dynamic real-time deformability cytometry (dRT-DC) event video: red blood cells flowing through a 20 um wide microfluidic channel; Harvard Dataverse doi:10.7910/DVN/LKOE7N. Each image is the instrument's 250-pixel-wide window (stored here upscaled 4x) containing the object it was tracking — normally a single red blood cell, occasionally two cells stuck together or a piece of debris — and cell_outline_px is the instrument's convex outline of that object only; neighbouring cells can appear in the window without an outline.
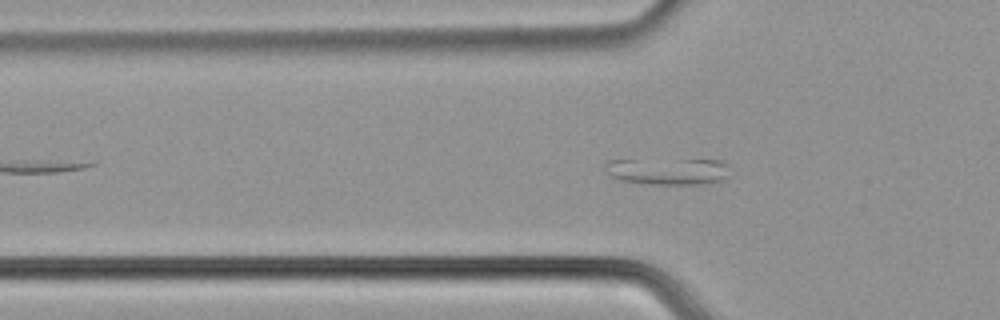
{"species": "common noctule bat (a hibernating species)", "species_latin": "Nyctalus noctula", "temperature_condition": "cold", "stored_images_in_passage": 18, "camera_frame_rate_fps": 3000, "um_per_image_px": 0.085, "animal": {"sex": "male", "body_mass_g": 21.5, "forearm_length_mm": 52.0}, "frame": {"image": 1, "passage_image": 18, "time_ms": 5.667, "image_size_px": [1000, 320], "cell_outline_px": [[728, 176], [724, 180], [700, 184], [648, 184], [620, 180], [612, 176], [608, 172], [604, 164], [608, 160], [724, 160]], "centroid_in_image_um": [56.78, 14.56], "position_along_channel_um": 69.0, "area_um2": 19.19}}